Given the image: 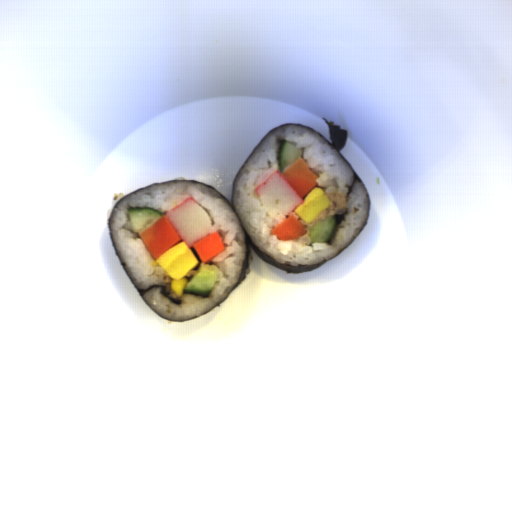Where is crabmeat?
Instances as JSON below:
<instances>
[{
    "label": "crabmeat",
    "mask_w": 512,
    "mask_h": 512,
    "mask_svg": "<svg viewBox=\"0 0 512 512\" xmlns=\"http://www.w3.org/2000/svg\"><path fill=\"white\" fill-rule=\"evenodd\" d=\"M255 193L266 212L275 218L277 226L295 212L303 197L290 184L284 174L274 171L262 183L256 185Z\"/></svg>",
    "instance_id": "1"
},
{
    "label": "crabmeat",
    "mask_w": 512,
    "mask_h": 512,
    "mask_svg": "<svg viewBox=\"0 0 512 512\" xmlns=\"http://www.w3.org/2000/svg\"><path fill=\"white\" fill-rule=\"evenodd\" d=\"M164 215L168 216L188 249H194V243L218 231L216 224L212 225L208 212L191 197L166 211Z\"/></svg>",
    "instance_id": "2"
}]
</instances>
